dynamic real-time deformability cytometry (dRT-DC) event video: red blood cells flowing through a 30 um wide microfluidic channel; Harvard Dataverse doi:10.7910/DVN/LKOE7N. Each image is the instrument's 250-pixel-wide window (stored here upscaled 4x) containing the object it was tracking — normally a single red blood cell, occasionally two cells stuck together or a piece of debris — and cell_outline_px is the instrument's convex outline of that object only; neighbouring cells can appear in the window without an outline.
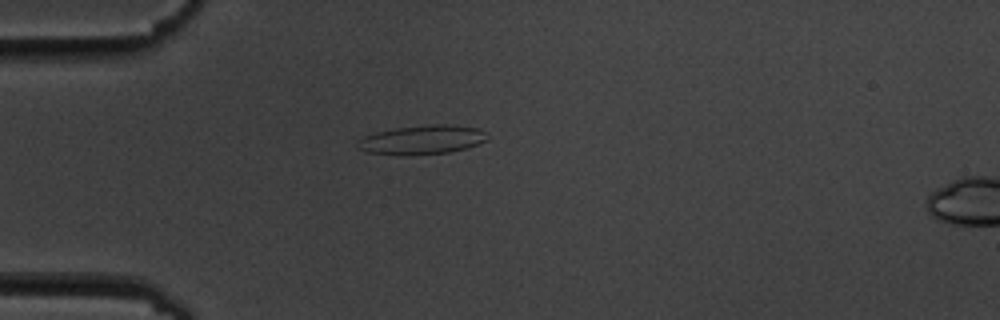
{"species": "common noctule bat (a hibernating species)", "species_latin": "Nyctalus noctula", "temperature_condition": "cold", "stored_images_in_passage": 13, "camera_frame_rate_fps": 3000, "um_per_image_px": 0.085, "animal": {"sex": "male", "body_mass_g": 19.5, "forearm_length_mm": 54.6}, "frame": {"image": 1, "passage_image": 4, "time_ms": 4.667, "image_size_px": [1000, 320], "cell_outline_px": [[488, 140], [464, 148], [448, 152], [408, 156], [368, 152], [356, 148], [360, 140], [364, 136], [376, 132], [396, 128], [432, 124], [448, 124], [480, 128], [488, 136]], "centroid_in_image_um": [35.88, 11.88], "position_along_channel_um": 49.1, "area_um2": 21.91}}
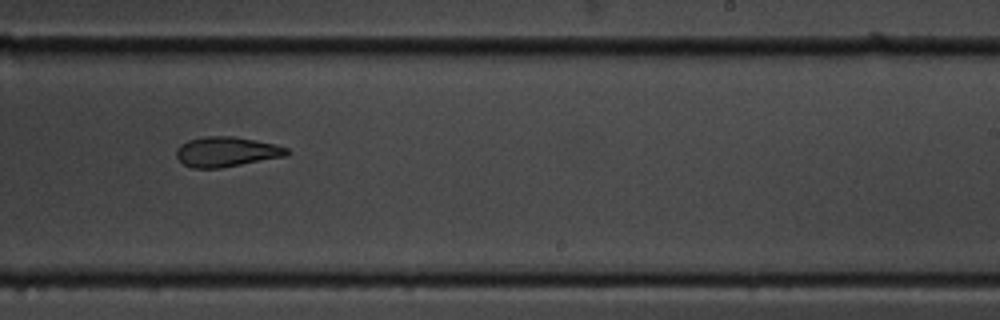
{"frame": {"image": 2, "passage_image": 10, "time_ms": 11.333, "image_size_px": [1000, 320], "cell_outline_px": [[292, 152], [284, 156], [220, 168], [192, 168], [184, 164], [176, 156], [176, 148], [180, 144], [188, 140], [204, 136], [236, 136], [276, 144], [288, 148]], "centroid_in_image_um": [19.24, 12.88], "position_along_channel_um": 269.8, "area_um2": 19.36}}
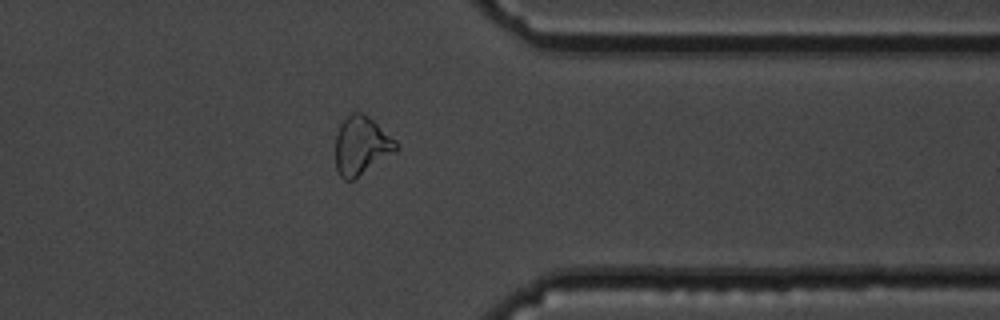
{"frame": {"image": 3, "passage_image": 13, "time_ms": 14.667, "image_size_px": [1000, 320], "cell_outline_px": [[400, 148], [396, 152], [352, 180], [344, 180], [340, 176], [336, 168], [336, 136], [340, 124], [348, 112], [364, 112], [396, 140], [400, 144]], "centroid_in_image_um": [30.73, 12.35], "position_along_channel_um": 380.7, "area_um2": 20.87}, "authors_computed_cell_mechanics": {"area_um2": 20.808, "velocity_mm_per_s": 3.5327, "shape_relaxation_time_tau1_ms": 9.5088, "shape_relaxation_time_tau2_ms": 4.3374, "deformation_change_tau1": 0.1626, "deformation_change_tau2": 0.1044}}